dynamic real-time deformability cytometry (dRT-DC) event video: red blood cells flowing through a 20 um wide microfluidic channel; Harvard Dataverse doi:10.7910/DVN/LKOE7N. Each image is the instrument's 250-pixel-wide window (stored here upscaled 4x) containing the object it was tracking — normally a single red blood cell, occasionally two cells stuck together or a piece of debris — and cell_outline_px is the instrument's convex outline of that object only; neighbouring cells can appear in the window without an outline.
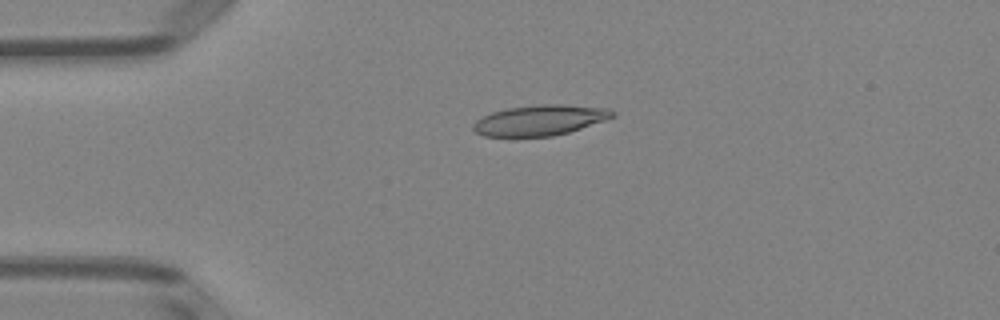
{"species": "Egyptian fruit bat (a non-hibernating species)", "species_latin": "Rousettus aegyptiacus", "temperature_condition": "room temperature", "stored_images_in_passage": 8, "camera_frame_rate_fps": 3000, "um_per_image_px": 0.085, "animal": {"sex": "female"}, "frame": {"image": 1, "passage_image": 3, "time_ms": 2.333, "image_size_px": [1000, 320], "cell_outline_px": [[616, 116], [568, 132], [552, 136], [484, 136], [476, 132], [472, 128], [472, 124], [476, 120], [492, 112], [508, 108], [540, 104], [564, 104], [608, 108], [616, 112]], "centroid_in_image_um": [45.9, 10.21], "position_along_channel_um": 39.1, "area_um2": 24.57}}
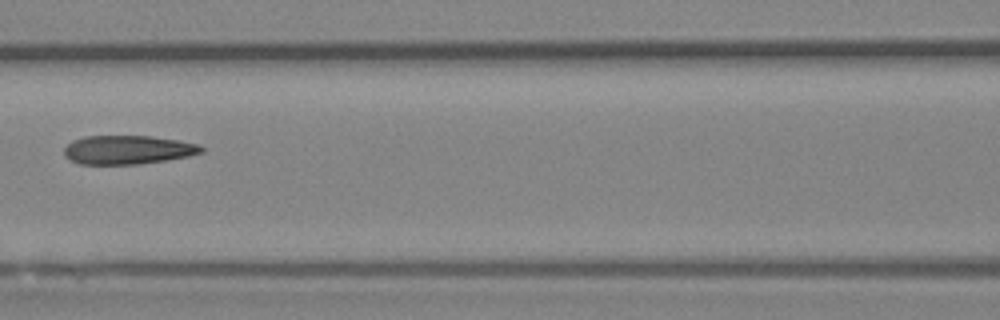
{"frame": {"image": 2, "passage_image": 6, "time_ms": 6.0, "image_size_px": [1000, 320], "cell_outline_px": [[204, 152], [188, 156], [164, 160], [136, 164], [80, 164], [64, 156], [64, 148], [72, 140], [84, 136], [152, 136], [180, 140], [200, 144], [204, 148]], "centroid_in_image_um": [10.88, 12.72], "position_along_channel_um": 155.7, "area_um2": 23.06}}
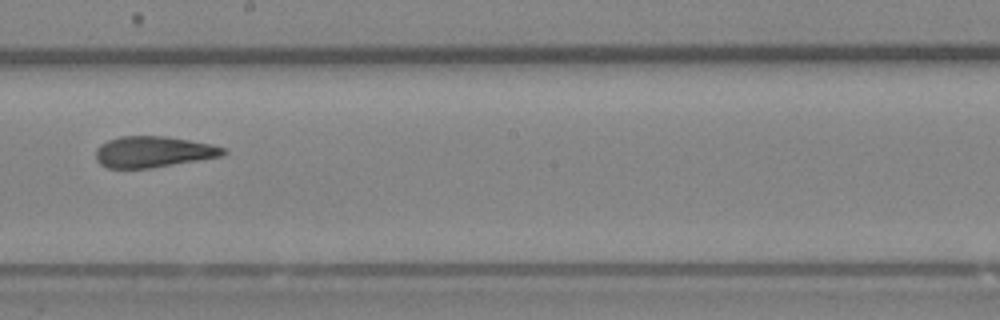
{"frame": {"image": 3, "passage_image": 8, "time_ms": 8.0, "image_size_px": [1000, 320], "cell_outline_px": [[228, 152], [224, 156], [152, 168], [108, 168], [100, 164], [96, 160], [96, 148], [100, 144], [108, 140], [120, 136], [164, 136], [212, 144], [224, 148]], "centroid_in_image_um": [13.03, 12.91], "position_along_channel_um": 235.2, "area_um2": 23.24}}